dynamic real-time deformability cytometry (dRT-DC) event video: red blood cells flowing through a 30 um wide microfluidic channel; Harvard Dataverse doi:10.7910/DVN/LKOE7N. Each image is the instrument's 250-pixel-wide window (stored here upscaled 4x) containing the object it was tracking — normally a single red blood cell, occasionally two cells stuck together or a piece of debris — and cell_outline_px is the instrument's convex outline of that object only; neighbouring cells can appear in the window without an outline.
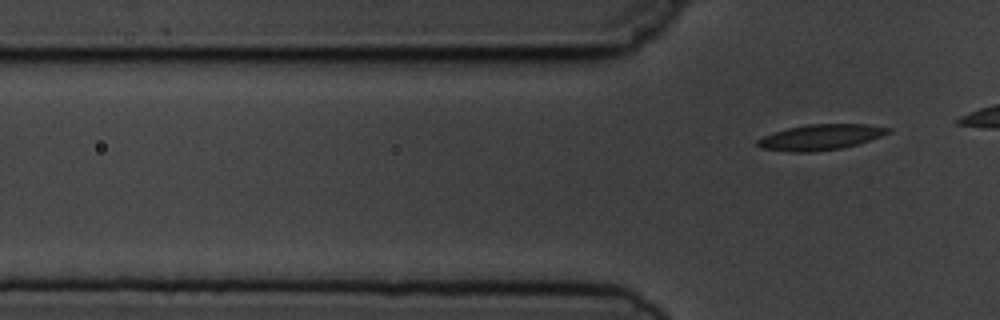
{"species": "common noctule bat (a hibernating species)", "species_latin": "Nyctalus noctula", "temperature_condition": "cold", "stored_images_in_passage": 6, "segment_of_instrument_passage": [2, 2], "camera_frame_rate_fps": 3000, "um_per_image_px": 0.085, "animal": {"sex": "male", "body_mass_g": 19.5, "forearm_length_mm": 54.6}, "frame": {"image": 1, "passage_image": 6, "time_ms": 6.667, "image_size_px": [1000, 320], "cell_outline_px": [[892, 128], [888, 132], [880, 136], [860, 144], [840, 148], [812, 152], [788, 152], [760, 148], [756, 144], [756, 140], [764, 136], [788, 128], [808, 124], [868, 124]], "centroid_in_image_um": [69.73, 11.66], "position_along_channel_um": 56.1, "area_um2": 19.42}}